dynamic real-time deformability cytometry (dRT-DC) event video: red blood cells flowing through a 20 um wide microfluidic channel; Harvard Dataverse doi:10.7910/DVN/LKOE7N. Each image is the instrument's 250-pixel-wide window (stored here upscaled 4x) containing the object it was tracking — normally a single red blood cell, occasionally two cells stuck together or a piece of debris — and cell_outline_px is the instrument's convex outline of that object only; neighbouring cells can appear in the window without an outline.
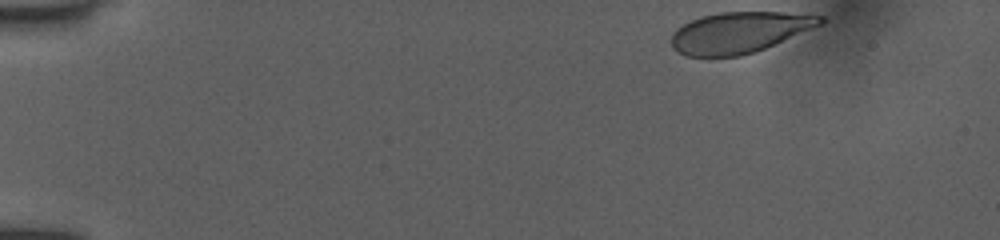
{"species": "human", "species_latin": "Homo sapiens", "temperature_condition": "room temperature", "stored_images_in_passage": 24, "camera_frame_rate_fps": 3000, "um_per_image_px": 0.085, "donor": {"sex": "female"}, "frame": {"image": 1, "passage_image": 1, "time_ms": 0.0, "image_size_px": [1000, 240], "cell_outline_px": [[824, 20], [820, 24], [812, 28], [764, 48], [740, 56], [684, 56], [672, 48], [672, 32], [676, 28], [700, 16], [720, 12], [780, 12], [824, 16]], "centroid_in_image_um": [62.78, 2.75], "position_along_channel_um": 22.2, "area_um2": 35.14}}
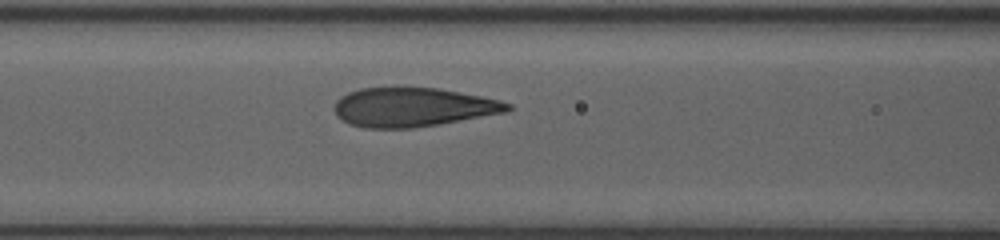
{"frame": {"image": 2, "passage_image": 15, "time_ms": 5.667, "image_size_px": [1000, 240], "cell_outline_px": [[512, 108], [508, 112], [412, 128], [364, 128], [348, 124], [336, 116], [332, 108], [336, 100], [340, 96], [348, 92], [360, 88], [396, 84], [404, 84], [440, 88], [500, 100], [512, 104]], "centroid_in_image_um": [35.02, 9.06], "position_along_channel_um": 131.6, "area_um2": 40.75}}
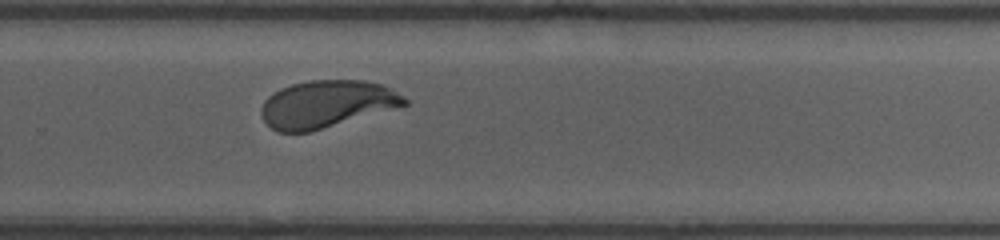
{"frame": {"image": 3, "passage_image": 24, "time_ms": 10.0, "image_size_px": [1000, 240], "cell_outline_px": [[408, 104], [308, 132], [276, 132], [264, 120], [260, 112], [264, 100], [268, 96], [280, 88], [292, 84], [308, 80], [364, 80], [384, 84], [392, 88], [404, 96], [408, 100]], "centroid_in_image_um": [27.75, 8.82], "position_along_channel_um": 302.0, "area_um2": 39.25}}